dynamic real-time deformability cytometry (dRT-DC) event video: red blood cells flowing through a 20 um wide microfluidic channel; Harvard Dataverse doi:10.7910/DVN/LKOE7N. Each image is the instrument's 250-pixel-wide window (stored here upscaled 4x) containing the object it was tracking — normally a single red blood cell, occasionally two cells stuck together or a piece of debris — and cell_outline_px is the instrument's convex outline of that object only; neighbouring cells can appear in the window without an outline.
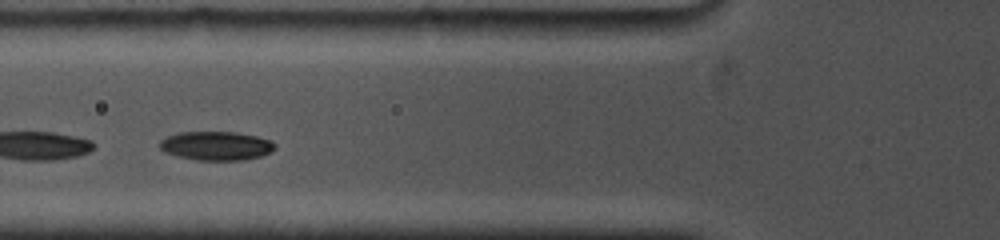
{"species": "common noctule bat (a hibernating species)", "species_latin": "Nyctalus noctula", "temperature_condition": "cold", "stored_images_in_passage": 19, "camera_frame_rate_fps": 5000, "um_per_image_px": 0.085, "animal": {"sex": "female", "body_mass_g": 19.0, "forearm_length_mm": 53.3}, "frame": {"image": 1, "passage_image": 8, "time_ms": 1.4, "image_size_px": [1000, 240], "cell_outline_px": [[276, 148], [272, 152], [260, 156], [244, 160], [196, 160], [176, 156], [164, 152], [160, 148], [160, 140], [168, 136], [180, 132], [236, 132], [256, 136], [272, 140], [276, 144]], "centroid_in_image_um": [18.4, 12.4], "position_along_channel_um": 107.4, "area_um2": 19.54}}
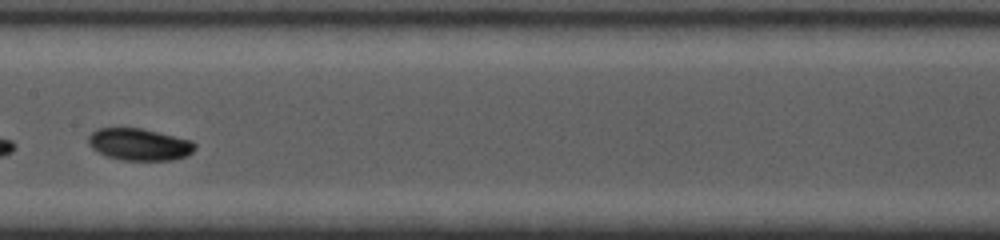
{"frame": {"image": 2, "passage_image": 18, "time_ms": 3.8, "image_size_px": [1000, 240], "cell_outline_px": [[196, 148], [188, 156], [172, 160], [120, 160], [108, 156], [92, 148], [88, 144], [88, 136], [96, 128], [140, 128], [192, 140], [196, 144]], "centroid_in_image_um": [11.86, 12.27], "position_along_channel_um": 195.5, "area_um2": 19.88}}